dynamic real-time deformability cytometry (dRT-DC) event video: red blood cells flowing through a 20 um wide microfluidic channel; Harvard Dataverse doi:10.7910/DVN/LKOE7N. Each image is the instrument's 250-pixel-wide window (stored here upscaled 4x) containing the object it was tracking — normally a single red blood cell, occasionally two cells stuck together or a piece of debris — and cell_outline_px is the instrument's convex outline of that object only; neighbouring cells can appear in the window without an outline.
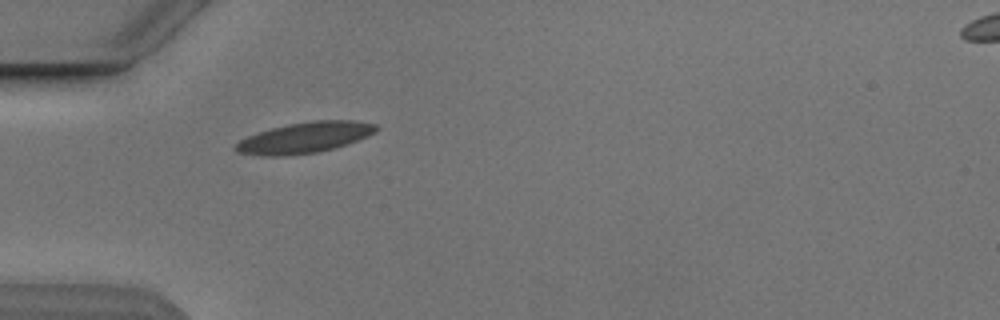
{"species": "Egyptian fruit bat (a non-hibernating species)", "species_latin": "Rousettus aegyptiacus", "temperature_condition": "cold", "stored_images_in_passage": 1, "camera_frame_rate_fps": 3000, "um_per_image_px": 0.085, "animal": {"sex": "male"}, "frame": {"image": 1, "passage_image": 1, "time_ms": 0.0, "image_size_px": [1000, 320], "cell_outline_px": [[380, 128], [376, 132], [368, 136], [332, 148], [316, 152], [288, 156], [260, 156], [236, 152], [232, 148], [240, 140], [248, 136], [272, 128], [288, 124], [312, 120], [352, 120], [376, 124]], "centroid_in_image_um": [25.88, 11.7], "position_along_channel_um": 59.1, "area_um2": 25.14}}